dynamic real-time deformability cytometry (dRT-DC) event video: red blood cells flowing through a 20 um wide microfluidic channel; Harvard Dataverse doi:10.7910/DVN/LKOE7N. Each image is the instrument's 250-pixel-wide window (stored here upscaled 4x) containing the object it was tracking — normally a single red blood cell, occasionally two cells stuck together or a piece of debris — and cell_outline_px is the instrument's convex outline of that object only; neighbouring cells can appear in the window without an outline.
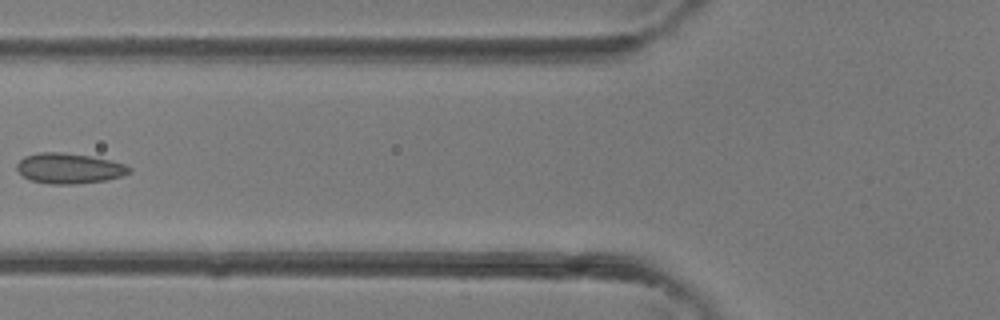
{"species": "common noctule bat (a hibernating species)", "species_latin": "Nyctalus noctula", "temperature_condition": "room temperature", "stored_images_in_passage": 6, "camera_frame_rate_fps": 3000, "um_per_image_px": 0.085, "animal": {"sex": "female"}, "frame": {"image": 1, "passage_image": 6, "time_ms": 1.667, "image_size_px": [1000, 320], "cell_outline_px": [[132, 172], [108, 180], [76, 184], [48, 184], [32, 180], [24, 176], [16, 168], [16, 164], [24, 156], [40, 152], [64, 152], [92, 156], [124, 164], [132, 168]], "centroid_in_image_um": [5.89, 14.31], "position_along_channel_um": 119.9, "area_um2": 19.94}}